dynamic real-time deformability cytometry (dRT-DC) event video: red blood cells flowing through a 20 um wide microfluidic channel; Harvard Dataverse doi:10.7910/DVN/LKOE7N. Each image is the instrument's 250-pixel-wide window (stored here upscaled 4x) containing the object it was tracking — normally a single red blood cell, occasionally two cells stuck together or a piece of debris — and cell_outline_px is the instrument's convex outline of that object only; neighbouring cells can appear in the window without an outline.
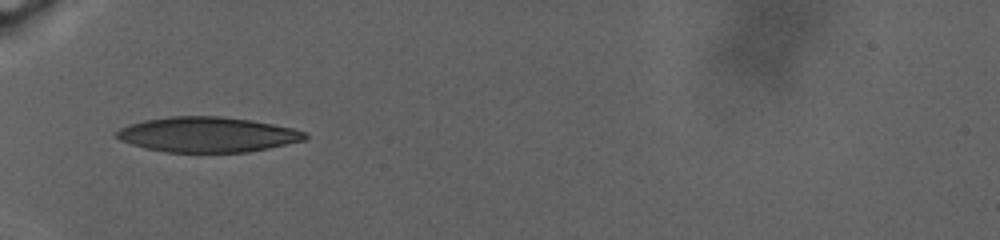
{"species": "human", "species_latin": "Homo sapiens", "temperature_condition": "warm", "stored_images_in_passage": 44, "camera_frame_rate_fps": 3000, "um_per_image_px": 0.085, "donor": {"sex": "male"}, "frame": {"image": 1, "passage_image": 1, "time_ms": 0.0, "image_size_px": [1000, 240], "cell_outline_px": [[308, 136], [304, 140], [268, 148], [248, 152], [168, 152], [144, 148], [120, 140], [116, 136], [116, 132], [120, 128], [144, 120], [172, 116], [220, 116], [252, 120], [292, 128], [308, 132]], "centroid_in_image_um": [17.65, 11.43], "position_along_channel_um": 67.4, "area_um2": 38.44}}
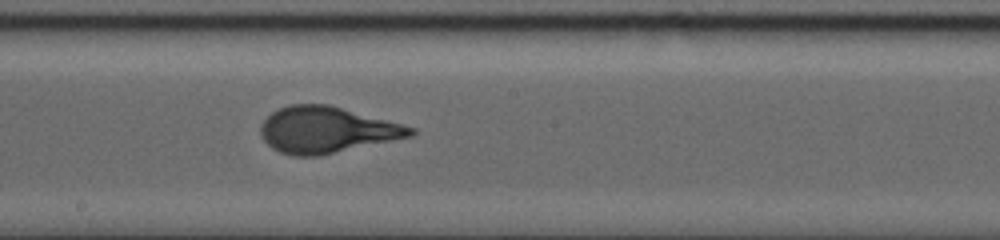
{"frame": {"image": 2, "passage_image": 19, "time_ms": 6.667, "image_size_px": [1000, 240], "cell_outline_px": [[416, 132], [412, 136], [320, 156], [292, 156], [280, 152], [272, 148], [264, 140], [260, 132], [260, 124], [272, 112], [288, 104], [328, 104], [416, 128]], "centroid_in_image_um": [27.74, 11.04], "position_along_channel_um": 220.5, "area_um2": 40.23}}
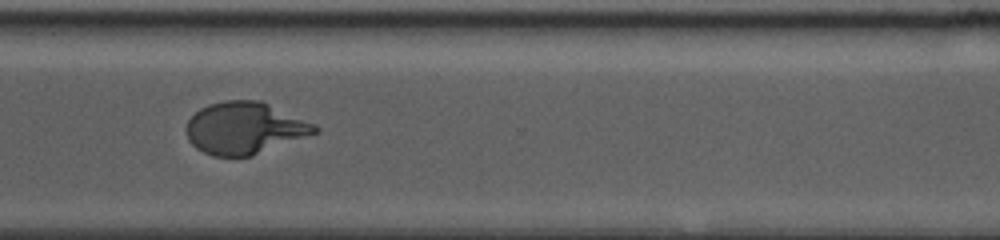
{"frame": {"image": 3, "passage_image": 31, "time_ms": 12.0, "image_size_px": [1000, 240], "cell_outline_px": [[320, 132], [252, 156], [212, 156], [196, 148], [188, 140], [184, 128], [188, 120], [200, 108], [208, 104], [224, 100], [260, 100], [316, 124], [320, 128]], "centroid_in_image_um": [20.8, 10.89], "position_along_channel_um": 349.8, "area_um2": 39.25}, "authors_computed_cell_mechanics": {"area_um2": 39.5352, "velocity_mm_per_s": 2.4282, "shape_relaxation_time_tau1_ms": 7.6701, "shape_relaxation_time_tau2_ms": null, "deformation_change_tau1": 0.2829, "deformation_change_tau2": null}}